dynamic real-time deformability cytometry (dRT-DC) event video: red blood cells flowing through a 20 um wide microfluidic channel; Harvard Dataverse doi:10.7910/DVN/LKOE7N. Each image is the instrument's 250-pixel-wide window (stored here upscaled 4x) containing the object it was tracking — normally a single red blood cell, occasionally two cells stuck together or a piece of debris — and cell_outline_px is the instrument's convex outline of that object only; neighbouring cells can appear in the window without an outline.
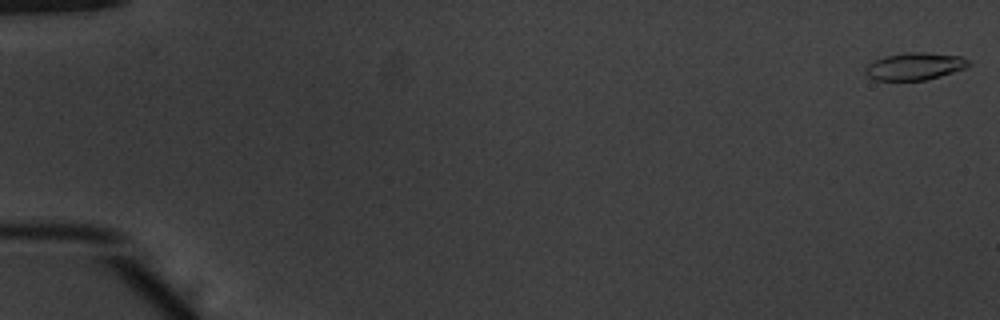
{"species": "common noctule bat (a hibernating species)", "species_latin": "Nyctalus noctula", "temperature_condition": "warm", "stored_images_in_passage": 53, "camera_frame_rate_fps": 3000, "um_per_image_px": 0.085, "animal": {"sex": "male", "body_mass_g": 20.1, "forearm_length_mm": 53.5}, "frame": {"image": 1, "passage_image": 1, "time_ms": 0.0, "image_size_px": [1000, 320], "cell_outline_px": [[972, 64], [964, 68], [940, 76], [924, 80], [876, 80], [868, 76], [864, 72], [864, 68], [872, 60], [884, 56], [904, 52], [924, 52], [960, 56], [968, 60]], "centroid_in_image_um": [77.71, 5.62], "position_along_channel_um": 7.3, "area_um2": 16.47}}
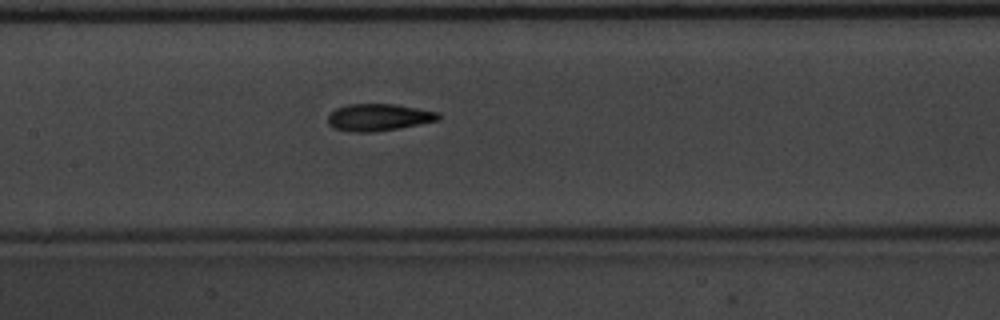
{"frame": {"image": 2, "passage_image": 27, "time_ms": 8.667, "image_size_px": [1000, 320], "cell_outline_px": [[440, 120], [376, 132], [348, 132], [332, 128], [328, 124], [328, 116], [336, 108], [348, 104], [396, 104], [440, 112]], "centroid_in_image_um": [32.17, 9.97], "position_along_channel_um": 175.2, "area_um2": 17.57}}
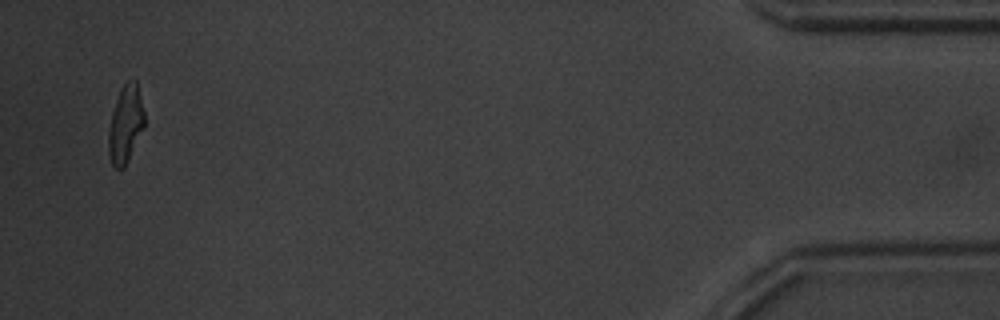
{"frame": {"image": 3, "passage_image": 52, "time_ms": 17.0, "image_size_px": [1000, 320], "cell_outline_px": [[144, 128], [124, 168], [116, 168], [112, 164], [108, 152], [108, 132], [112, 112], [120, 88], [132, 76], [136, 80], [144, 112]], "centroid_in_image_um": [10.67, 10.53], "position_along_channel_um": 424.5, "area_um2": 16.24}, "authors_computed_cell_mechanics": {"area_um2": 16.8776, "velocity_mm_per_s": 3.9062, "shape_relaxation_time_tau1_ms": 4.4614, "shape_relaxation_time_tau2_ms": 1.9498, "deformation_change_tau1": 0.1886, "deformation_change_tau2": 0.0947}}